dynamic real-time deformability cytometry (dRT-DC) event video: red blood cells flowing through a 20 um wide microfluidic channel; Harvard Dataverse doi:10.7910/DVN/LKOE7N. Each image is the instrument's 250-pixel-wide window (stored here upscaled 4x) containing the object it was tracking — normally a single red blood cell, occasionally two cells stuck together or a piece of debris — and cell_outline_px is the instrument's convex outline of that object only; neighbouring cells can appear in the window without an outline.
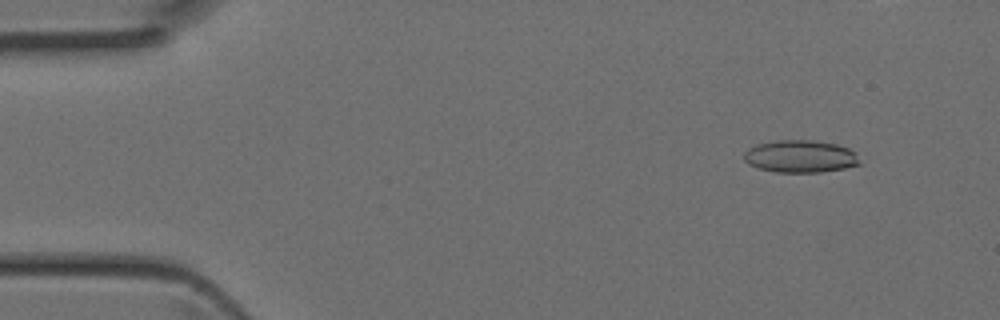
{"species": "Egyptian fruit bat (a non-hibernating species)", "species_latin": "Rousettus aegyptiacus", "temperature_condition": "room temperature", "stored_images_in_passage": 44, "camera_frame_rate_fps": 3000, "um_per_image_px": 0.085, "animal": {"sex": "female"}, "frame": {"image": 1, "passage_image": 4, "time_ms": 1.0, "image_size_px": [1000, 320], "cell_outline_px": [[860, 164], [844, 168], [820, 172], [776, 172], [760, 168], [748, 164], [744, 160], [744, 152], [748, 148], [756, 144], [776, 140], [808, 140], [836, 144], [848, 148], [856, 152]], "centroid_in_image_um": [68.01, 13.29], "position_along_channel_um": 17.0, "area_um2": 21.79}}
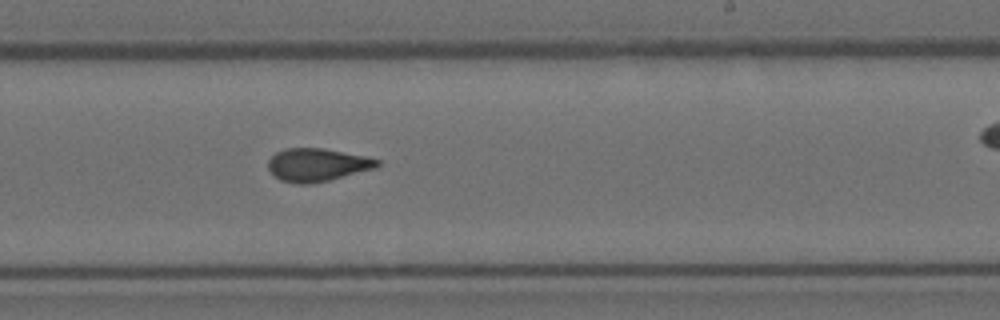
{"frame": {"image": 2, "passage_image": 26, "time_ms": 8.333, "image_size_px": [1000, 320], "cell_outline_px": [[380, 164], [376, 168], [328, 180], [308, 184], [296, 184], [280, 180], [268, 168], [268, 160], [276, 152], [284, 148], [324, 148], [364, 156], [380, 160]], "centroid_in_image_um": [26.95, 14.0], "position_along_channel_um": 262.1, "area_um2": 20.87}}
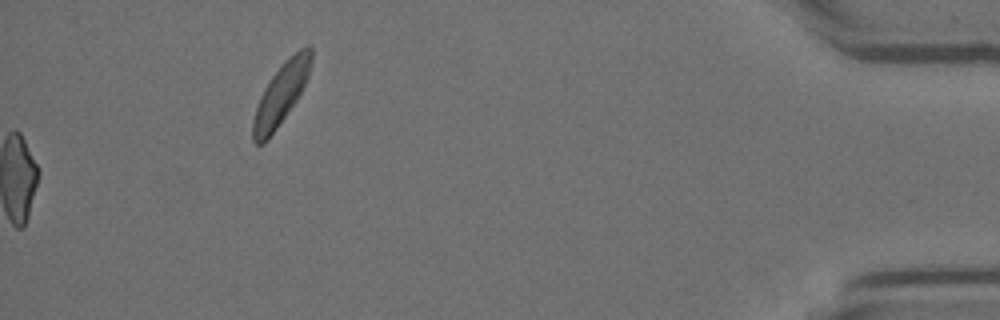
{"frame": {"image": 3, "passage_image": 44, "time_ms": 14.333, "image_size_px": [1000, 320], "cell_outline_px": [[312, 60], [308, 76], [296, 100], [276, 128], [260, 144], [256, 144], [252, 140], [252, 120], [260, 96], [264, 88], [272, 76], [284, 60], [288, 56], [304, 44], [308, 44], [312, 48]], "centroid_in_image_um": [23.9, 7.9], "position_along_channel_um": 411.3, "area_um2": 20.46}}